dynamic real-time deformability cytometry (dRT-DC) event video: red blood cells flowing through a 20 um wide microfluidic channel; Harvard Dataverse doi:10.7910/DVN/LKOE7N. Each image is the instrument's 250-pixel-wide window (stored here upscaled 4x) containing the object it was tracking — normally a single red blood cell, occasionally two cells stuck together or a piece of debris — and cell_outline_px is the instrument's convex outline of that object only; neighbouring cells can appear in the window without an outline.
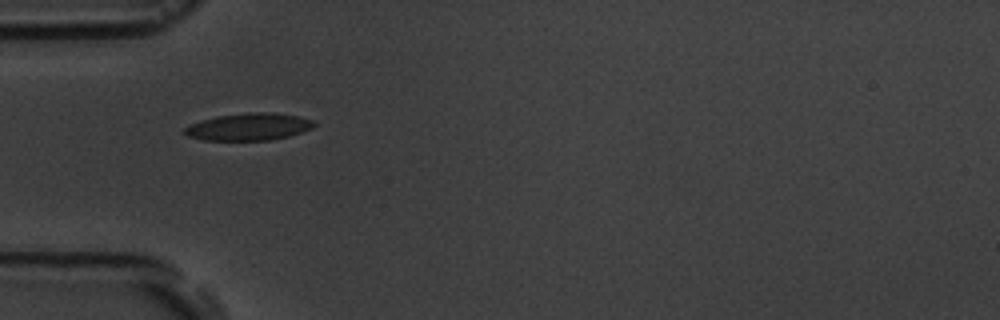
{"species": "common noctule bat (a hibernating species)", "species_latin": "Nyctalus noctula", "temperature_condition": "room temperature", "stored_images_in_passage": 1, "camera_frame_rate_fps": 3000, "um_per_image_px": 0.085, "animal": {"sex": "male", "body_mass_g": 19.5, "forearm_length_mm": 54.6}, "frame": {"image": 1, "passage_image": 1, "time_ms": 0.0, "image_size_px": [1000, 320], "cell_outline_px": [[316, 124], [312, 128], [288, 136], [272, 140], [204, 140], [188, 136], [180, 132], [184, 128], [192, 124], [216, 116], [248, 112], [272, 112], [296, 116], [316, 120]], "centroid_in_image_um": [21.15, 10.77], "position_along_channel_um": 63.8, "area_um2": 20.52}}